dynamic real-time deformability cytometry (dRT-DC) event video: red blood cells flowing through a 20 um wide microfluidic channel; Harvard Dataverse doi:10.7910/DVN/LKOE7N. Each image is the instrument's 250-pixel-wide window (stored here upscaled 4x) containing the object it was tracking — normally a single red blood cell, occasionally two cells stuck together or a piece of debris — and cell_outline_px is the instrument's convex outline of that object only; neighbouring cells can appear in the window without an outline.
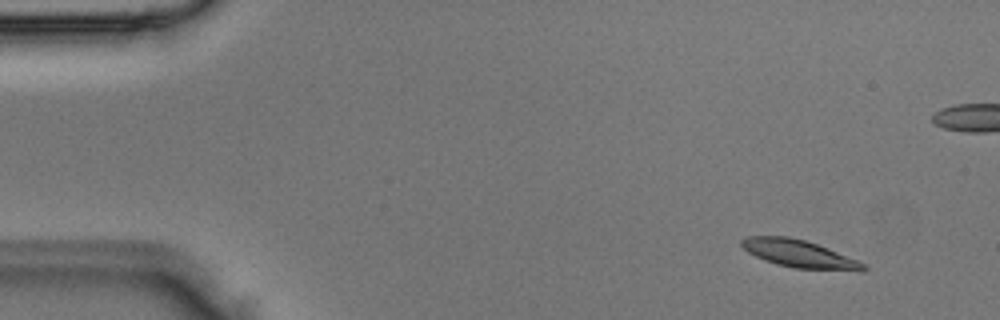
{"species": "Egyptian fruit bat (a non-hibernating species)", "species_latin": "Rousettus aegyptiacus", "temperature_condition": "room temperature", "stored_images_in_passage": 5, "camera_frame_rate_fps": 3000, "um_per_image_px": 0.085, "animal": {"sex": "male"}, "frame": {"image": 1, "passage_image": 1, "time_ms": 0.0, "image_size_px": [1000, 320], "cell_outline_px": [[868, 268], [860, 272], [796, 268], [776, 264], [764, 260], [748, 252], [740, 244], [740, 240], [748, 236], [788, 236], [804, 240], [816, 244], [856, 260], [864, 264]], "centroid_in_image_um": [67.92, 21.59], "position_along_channel_um": 17.1, "area_um2": 19.42}}
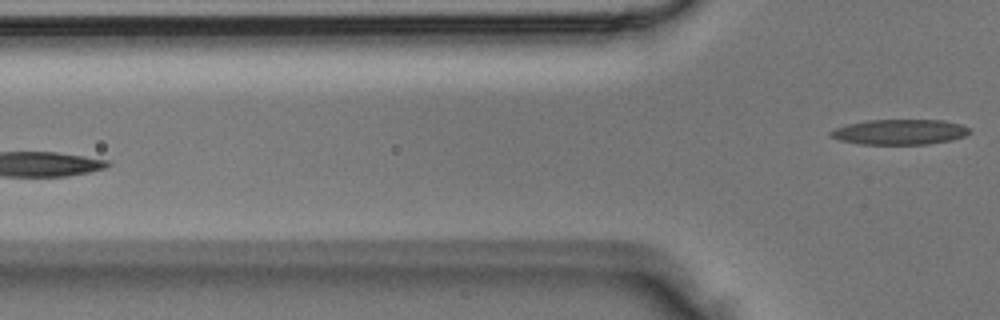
{"frame": {"image": 2, "passage_image": 5, "time_ms": 1.333, "image_size_px": [1000, 320], "cell_outline_px": [[972, 132], [964, 136], [952, 140], [928, 144], [860, 144], [840, 140], [828, 136], [828, 132], [836, 128], [848, 124], [868, 120], [944, 120], [960, 124], [968, 128]], "centroid_in_image_um": [76.47, 11.22], "position_along_channel_um": 49.3, "area_um2": 20.46}}